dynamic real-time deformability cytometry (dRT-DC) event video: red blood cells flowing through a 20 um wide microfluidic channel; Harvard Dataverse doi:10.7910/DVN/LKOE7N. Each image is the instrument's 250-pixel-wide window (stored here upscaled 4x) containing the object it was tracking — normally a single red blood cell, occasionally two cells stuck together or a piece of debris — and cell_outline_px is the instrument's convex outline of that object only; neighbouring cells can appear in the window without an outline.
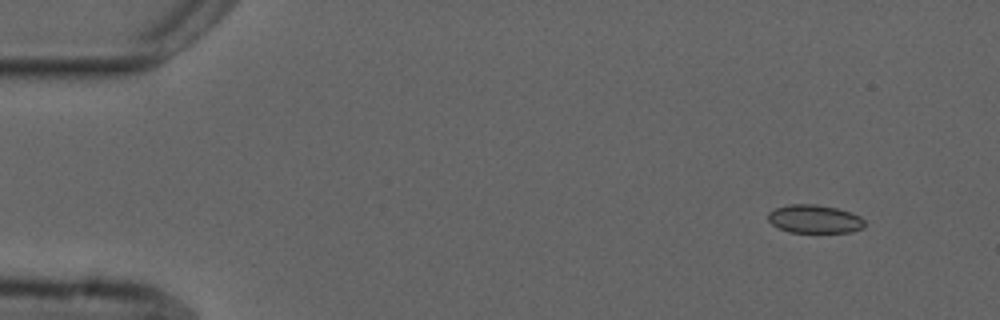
{"species": "common noctule bat (a hibernating species)", "species_latin": "Nyctalus noctula", "temperature_condition": "cold", "stored_images_in_passage": 4, "camera_frame_rate_fps": 3000, "um_per_image_px": 0.085, "animal": {"sex": "male", "forearm_length_mm": 52.5}, "frame": {"image": 1, "passage_image": 2, "time_ms": 1.333, "image_size_px": [1000, 320], "cell_outline_px": [[864, 228], [852, 232], [788, 232], [772, 224], [768, 220], [768, 212], [776, 208], [788, 204], [816, 204], [836, 208], [860, 216], [864, 220]], "centroid_in_image_um": [69.23, 18.61], "position_along_channel_um": 15.8, "area_um2": 15.9}}